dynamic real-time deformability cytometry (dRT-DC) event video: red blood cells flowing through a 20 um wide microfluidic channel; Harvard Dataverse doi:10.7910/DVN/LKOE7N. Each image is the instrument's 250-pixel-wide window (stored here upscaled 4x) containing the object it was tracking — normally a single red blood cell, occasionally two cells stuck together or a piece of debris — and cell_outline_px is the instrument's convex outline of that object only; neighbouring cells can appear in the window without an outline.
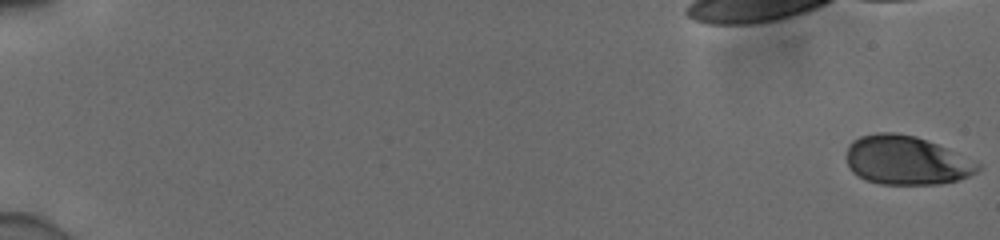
{"species": "human", "species_latin": "Homo sapiens", "temperature_condition": "cold", "stored_images_in_passage": 21, "camera_frame_rate_fps": 3000, "um_per_image_px": 0.085, "donor": {"sex": "male"}, "frame": {"image": 1, "passage_image": 1, "time_ms": 0.0, "image_size_px": [1000, 240], "cell_outline_px": [[980, 168], [976, 172], [968, 176], [956, 180], [940, 184], [880, 184], [864, 180], [852, 172], [848, 164], [848, 144], [852, 140], [860, 136], [880, 132], [892, 132], [916, 136], [936, 144], [980, 164]], "centroid_in_image_um": [76.99, 13.63], "position_along_channel_um": 8.0, "area_um2": 37.05}}
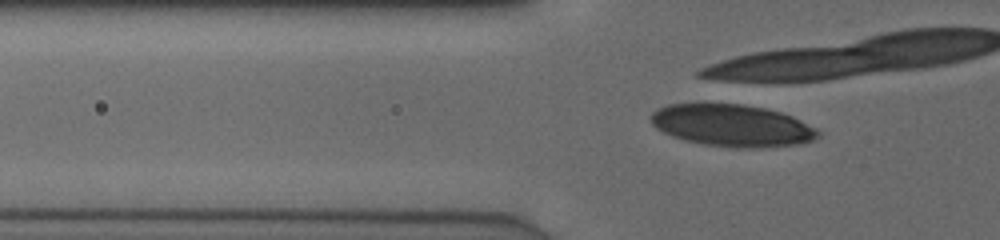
{"frame": {"image": 2, "passage_image": 21, "time_ms": 6.667, "image_size_px": [1000, 240], "cell_outline_px": [[820, 136], [812, 140], [796, 144], [760, 148], [740, 148], [704, 144], [672, 136], [656, 128], [652, 124], [652, 112], [668, 104], [704, 100], [740, 104], [764, 108], [780, 112], [792, 116], [816, 128], [820, 132]], "centroid_in_image_um": [62.19, 10.62], "position_along_channel_um": 63.6, "area_um2": 41.56}}